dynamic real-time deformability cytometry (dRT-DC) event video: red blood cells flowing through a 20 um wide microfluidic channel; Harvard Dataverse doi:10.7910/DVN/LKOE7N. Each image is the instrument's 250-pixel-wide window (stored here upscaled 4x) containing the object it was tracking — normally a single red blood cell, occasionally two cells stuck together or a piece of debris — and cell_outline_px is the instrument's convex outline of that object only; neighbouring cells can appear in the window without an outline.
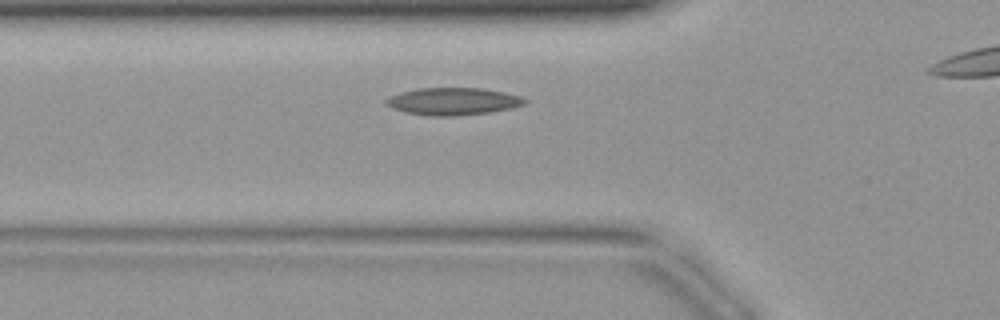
{"species": "common noctule bat (a hibernating species)", "species_latin": "Nyctalus noctula", "temperature_condition": "warm", "stored_images_in_passage": 30, "camera_frame_rate_fps": 3000, "um_per_image_px": 0.085, "animal": {"sex": "female", "body_mass_g": 19.9}, "frame": {"image": 1, "passage_image": 8, "time_ms": 2.333, "image_size_px": [1000, 320], "cell_outline_px": [[528, 100], [524, 104], [512, 108], [488, 112], [456, 116], [428, 116], [404, 112], [392, 108], [384, 104], [384, 100], [388, 96], [400, 92], [420, 88], [480, 88], [504, 92], [520, 96]], "centroid_in_image_um": [38.45, 8.62], "position_along_channel_um": 87.3, "area_um2": 22.2}}
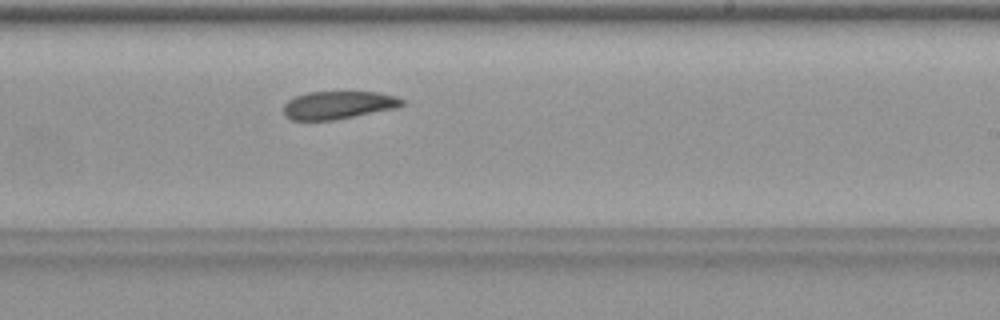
{"frame": {"image": 2, "passage_image": 19, "time_ms": 6.0, "image_size_px": [1000, 320], "cell_outline_px": [[404, 104], [396, 108], [336, 120], [292, 120], [284, 116], [284, 104], [288, 100], [296, 96], [308, 92], [380, 92], [396, 96], [404, 100]], "centroid_in_image_um": [28.76, 8.93], "position_along_channel_um": 260.2, "area_um2": 19.36}}
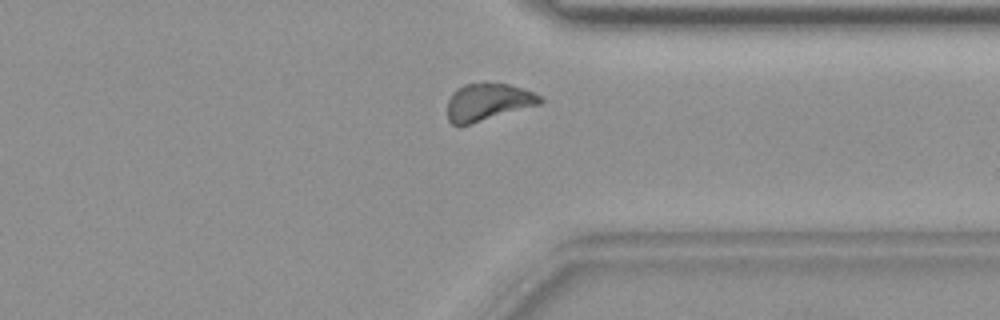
{"frame": {"image": 3, "passage_image": 26, "time_ms": 8.333, "image_size_px": [1000, 320], "cell_outline_px": [[544, 100], [540, 104], [468, 124], [452, 124], [448, 120], [448, 100], [452, 92], [464, 84], [508, 84], [524, 88], [540, 96]], "centroid_in_image_um": [41.47, 8.66], "position_along_channel_um": 369.9, "area_um2": 19.59}}